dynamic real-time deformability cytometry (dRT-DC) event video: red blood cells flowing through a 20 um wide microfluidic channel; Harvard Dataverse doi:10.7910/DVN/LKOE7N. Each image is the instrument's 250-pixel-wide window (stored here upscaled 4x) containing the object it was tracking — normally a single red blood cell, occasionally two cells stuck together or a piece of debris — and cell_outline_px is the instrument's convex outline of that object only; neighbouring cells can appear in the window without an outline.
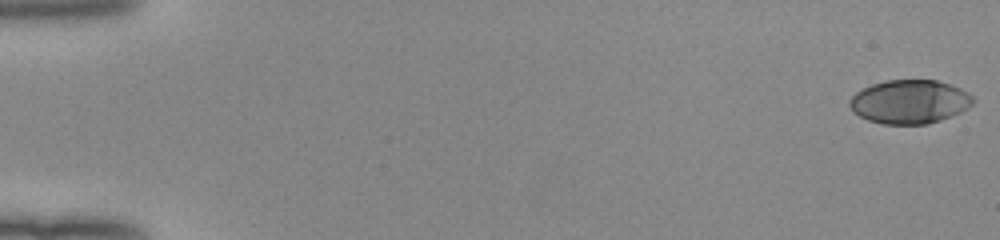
{"species": "human", "species_latin": "Homo sapiens", "temperature_condition": "room temperature", "stored_images_in_passage": 52, "camera_frame_rate_fps": 3000, "um_per_image_px": 0.085, "donor": {"sex": "female"}, "frame": {"image": 1, "passage_image": 1, "time_ms": 0.0, "image_size_px": [1000, 240], "cell_outline_px": [[976, 100], [968, 108], [960, 112], [940, 120], [928, 124], [884, 124], [868, 120], [852, 112], [848, 104], [848, 100], [856, 92], [872, 84], [884, 80], [936, 80], [960, 88], [968, 92]], "centroid_in_image_um": [77.3, 8.65], "position_along_channel_um": 7.7, "area_um2": 31.56}}
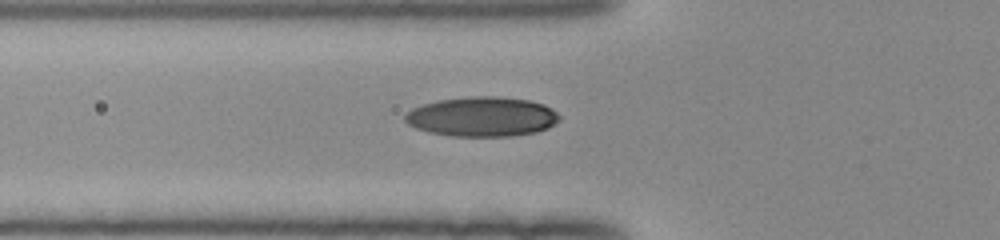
{"frame": {"image": 2, "passage_image": 20, "time_ms": 6.333, "image_size_px": [1000, 240], "cell_outline_px": [[560, 120], [548, 128], [536, 132], [512, 136], [452, 136], [428, 132], [416, 128], [408, 124], [404, 120], [404, 116], [412, 108], [424, 104], [440, 100], [472, 96], [492, 96], [528, 100], [544, 104], [552, 108], [560, 116]], "centroid_in_image_um": [40.99, 9.92], "position_along_channel_um": 84.8, "area_um2": 35.66}}
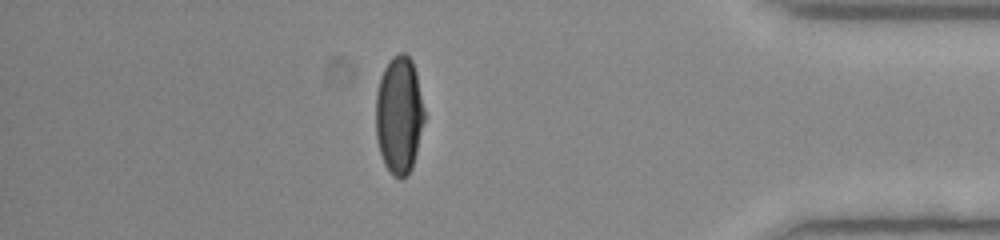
{"frame": {"image": 3, "passage_image": 46, "time_ms": 15.0, "image_size_px": [1000, 240], "cell_outline_px": [[424, 120], [412, 168], [408, 176], [400, 180], [392, 176], [384, 164], [380, 152], [376, 136], [376, 92], [380, 76], [384, 68], [392, 56], [400, 52], [404, 52], [412, 60], [416, 72], [424, 108]], "centroid_in_image_um": [33.91, 9.79], "position_along_channel_um": 401.3, "area_um2": 33.52}, "authors_computed_cell_mechanics": {"area_um2": 33.5529, "velocity_mm_per_s": 4.0244, "shape_relaxation_time_tau1_ms": 6.6953, "shape_relaxation_time_tau2_ms": 1.1448, "deformation_change_tau1": 0.2363, "deformation_change_tau2": 0.038}}